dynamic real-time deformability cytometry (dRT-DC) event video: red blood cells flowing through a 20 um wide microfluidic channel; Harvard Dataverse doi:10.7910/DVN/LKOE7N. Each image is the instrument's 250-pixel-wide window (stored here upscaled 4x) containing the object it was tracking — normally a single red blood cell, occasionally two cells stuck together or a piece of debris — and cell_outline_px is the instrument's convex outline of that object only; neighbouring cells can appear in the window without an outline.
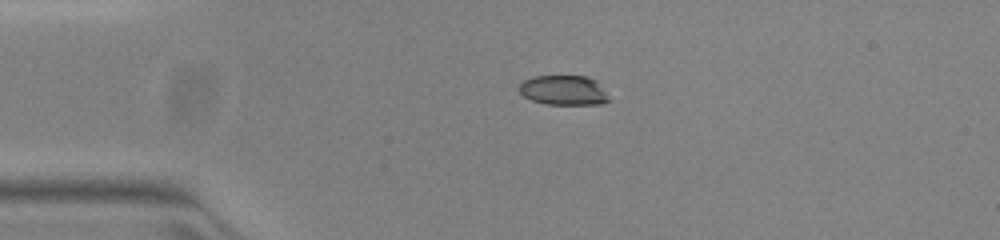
{"species": "common noctule bat (a hibernating species)", "species_latin": "Nyctalus noctula", "temperature_condition": "warm", "stored_images_in_passage": 41, "camera_frame_rate_fps": 3000, "um_per_image_px": 0.085, "animal": {"sex": "female", "body_mass_g": 23.0, "forearm_length_mm": 53.4}, "frame": {"image": 1, "passage_image": 1, "time_ms": 0.0, "image_size_px": [1000, 240], "cell_outline_px": [[612, 100], [600, 104], [548, 104], [532, 100], [524, 96], [516, 88], [524, 80], [532, 76], [588, 76], [596, 80]], "centroid_in_image_um": [47.92, 7.66], "position_along_channel_um": 37.1, "area_um2": 15.66}}
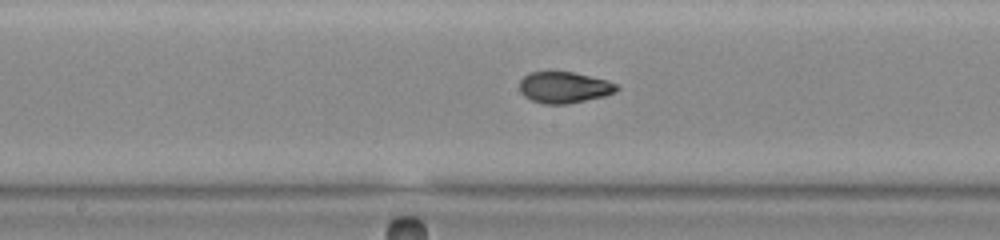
{"frame": {"image": 2, "passage_image": 16, "time_ms": 5.0, "image_size_px": [1000, 240], "cell_outline_px": [[620, 88], [616, 92], [604, 96], [568, 104], [544, 104], [532, 100], [524, 96], [520, 92], [520, 80], [528, 72], [572, 72], [608, 80], [616, 84]], "centroid_in_image_um": [47.96, 7.43], "position_along_channel_um": 200.2, "area_um2": 17.74}}
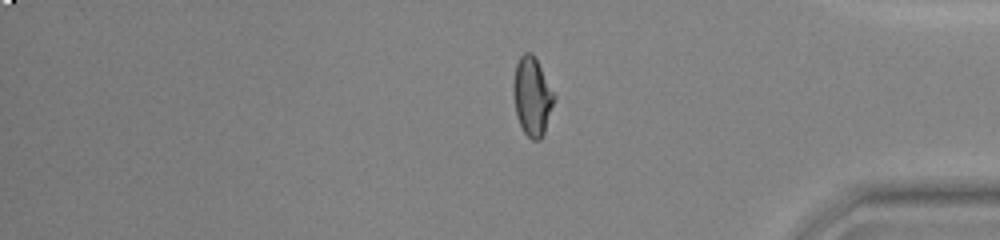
{"frame": {"image": 3, "passage_image": 32, "time_ms": 10.333, "image_size_px": [1000, 240], "cell_outline_px": [[556, 96], [544, 132], [540, 140], [532, 140], [524, 132], [516, 116], [512, 92], [512, 84], [516, 64], [520, 56], [524, 52], [532, 52]], "centroid_in_image_um": [45.21, 8.18], "position_along_channel_um": 390.0, "area_um2": 18.67}, "authors_computed_cell_mechanics": {"area_um2": 18.207, "velocity_mm_per_s": 3.9822, "shape_relaxation_time_tau1_ms": null, "shape_relaxation_time_tau2_ms": 1.0401, "deformation_change_tau1": null, "deformation_change_tau2": 0.0574}}